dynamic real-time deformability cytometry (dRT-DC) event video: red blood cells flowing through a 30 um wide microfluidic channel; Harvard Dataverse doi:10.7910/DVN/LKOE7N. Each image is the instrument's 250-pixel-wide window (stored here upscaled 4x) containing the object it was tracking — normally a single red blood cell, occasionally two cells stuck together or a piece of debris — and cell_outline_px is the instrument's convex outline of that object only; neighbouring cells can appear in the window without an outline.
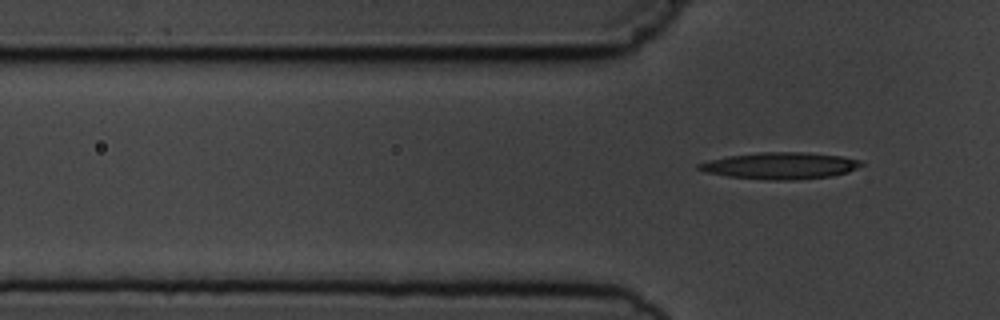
{"species": "common noctule bat (a hibernating species)", "species_latin": "Nyctalus noctula", "temperature_condition": "cold", "stored_images_in_passage": 5, "camera_frame_rate_fps": 3000, "um_per_image_px": 0.085, "animal": {"sex": "male", "body_mass_g": 19.5, "forearm_length_mm": 54.6}, "frame": {"image": 1, "passage_image": 5, "time_ms": 5.667, "image_size_px": [1000, 320], "cell_outline_px": [[864, 164], [848, 172], [832, 176], [792, 180], [776, 180], [728, 176], [708, 172], [696, 168], [696, 164], [708, 160], [728, 156], [760, 152], [804, 152], [840, 156], [860, 160]], "centroid_in_image_um": [66.33, 14.08], "position_along_channel_um": 59.5, "area_um2": 25.03}}